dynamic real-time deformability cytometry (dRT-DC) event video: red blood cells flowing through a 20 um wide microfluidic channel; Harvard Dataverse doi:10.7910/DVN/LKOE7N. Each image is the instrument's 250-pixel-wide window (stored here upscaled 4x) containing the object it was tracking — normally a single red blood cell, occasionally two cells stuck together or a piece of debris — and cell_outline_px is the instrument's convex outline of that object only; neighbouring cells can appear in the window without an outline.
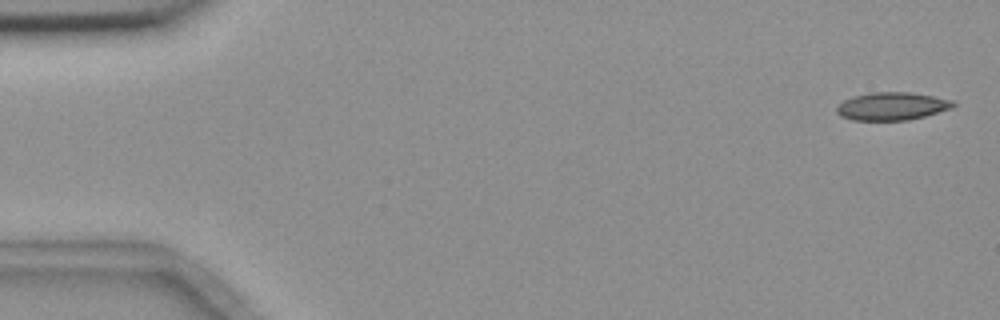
{"species": "common noctule bat (a hibernating species)", "species_latin": "Nyctalus noctula", "temperature_condition": "room temperature", "stored_images_in_passage": 5, "camera_frame_rate_fps": 3000, "um_per_image_px": 0.085, "animal": {"sex": "female", "body_mass_g": 18.4}, "frame": {"image": 1, "passage_image": 1, "time_ms": 0.0, "image_size_px": [1000, 320], "cell_outline_px": [[956, 104], [952, 108], [924, 116], [908, 120], [852, 120], [840, 116], [836, 112], [836, 104], [852, 96], [872, 92], [912, 92], [956, 100]], "centroid_in_image_um": [75.81, 9.02], "position_along_channel_um": 9.2, "area_um2": 19.19}}